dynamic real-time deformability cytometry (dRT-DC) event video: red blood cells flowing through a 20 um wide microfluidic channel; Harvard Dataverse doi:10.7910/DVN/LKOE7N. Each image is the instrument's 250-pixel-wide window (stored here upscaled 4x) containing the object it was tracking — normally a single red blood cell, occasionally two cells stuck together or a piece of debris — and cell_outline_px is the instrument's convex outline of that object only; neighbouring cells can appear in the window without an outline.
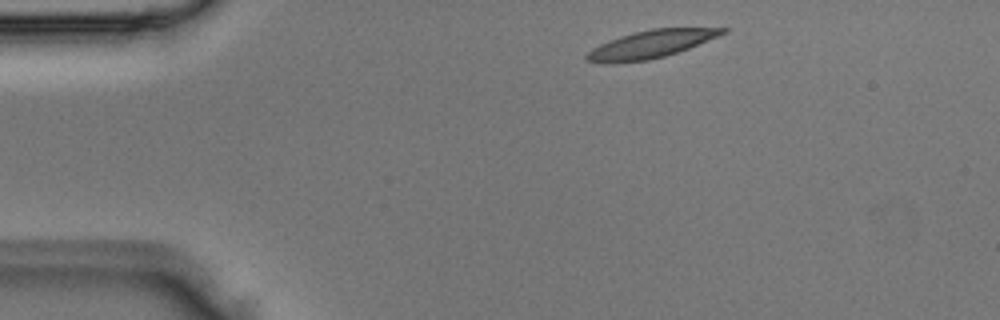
{"species": "Egyptian fruit bat (a non-hibernating species)", "species_latin": "Rousettus aegyptiacus", "temperature_condition": "room temperature", "stored_images_in_passage": 1, "camera_frame_rate_fps": 3000, "um_per_image_px": 0.085, "animal": {"sex": "male"}, "frame": {"image": 1, "passage_image": 1, "time_ms": 0.0, "image_size_px": [1000, 320], "cell_outline_px": [[728, 32], [688, 48], [664, 56], [648, 60], [608, 64], [584, 60], [584, 56], [592, 48], [608, 40], [620, 36], [652, 28], [728, 28]], "centroid_in_image_um": [55.26, 3.77], "position_along_channel_um": 29.7, "area_um2": 21.79}}